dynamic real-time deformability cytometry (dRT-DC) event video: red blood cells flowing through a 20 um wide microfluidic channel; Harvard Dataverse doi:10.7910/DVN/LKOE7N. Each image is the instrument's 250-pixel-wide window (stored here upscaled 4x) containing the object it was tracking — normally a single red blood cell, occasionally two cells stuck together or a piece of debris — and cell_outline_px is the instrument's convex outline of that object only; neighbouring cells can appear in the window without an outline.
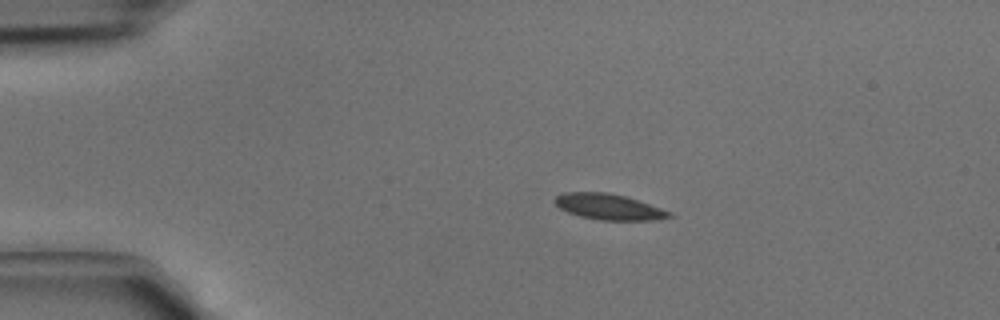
{"species": "common noctule bat (a hibernating species)", "species_latin": "Nyctalus noctula", "temperature_condition": "cold", "stored_images_in_passage": 3, "camera_frame_rate_fps": 3000, "um_per_image_px": 0.085, "animal": {"sex": "male", "body_mass_g": 15.6}, "frame": {"image": 1, "passage_image": 2, "time_ms": 0.333, "image_size_px": [1000, 320], "cell_outline_px": [[676, 216], [656, 220], [600, 220], [580, 216], [568, 212], [560, 208], [552, 200], [556, 196], [564, 192], [604, 192], [628, 196], [672, 212]], "centroid_in_image_um": [51.78, 17.57], "position_along_channel_um": 33.2, "area_um2": 17.4}}